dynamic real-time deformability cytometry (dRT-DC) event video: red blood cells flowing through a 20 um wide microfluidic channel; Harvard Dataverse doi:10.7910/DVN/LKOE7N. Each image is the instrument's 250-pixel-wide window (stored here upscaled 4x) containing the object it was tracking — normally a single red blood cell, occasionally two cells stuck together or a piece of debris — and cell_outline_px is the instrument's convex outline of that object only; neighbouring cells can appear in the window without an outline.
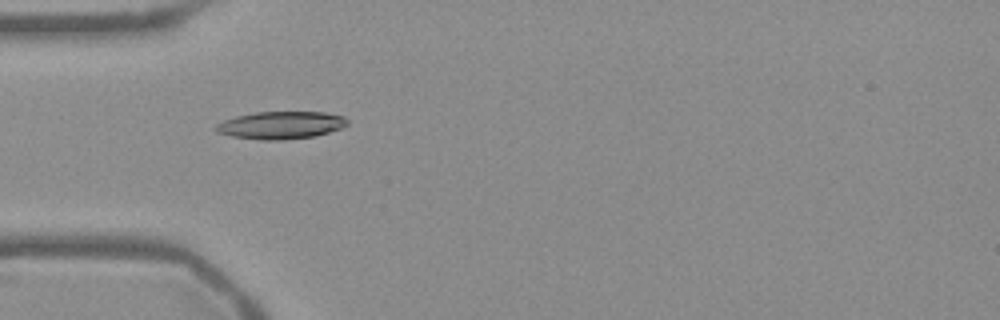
{"species": "Egyptian fruit bat (a non-hibernating species)", "species_latin": "Rousettus aegyptiacus", "temperature_condition": "warm", "stored_images_in_passage": 34, "camera_frame_rate_fps": 3000, "um_per_image_px": 0.085, "frame": {"image": 1, "passage_image": 2, "time_ms": 0.333, "image_size_px": [1000, 320], "cell_outline_px": [[348, 124], [340, 128], [316, 136], [280, 140], [260, 140], [232, 136], [216, 132], [212, 128], [216, 124], [224, 120], [236, 116], [256, 112], [324, 112], [344, 116], [348, 120]], "centroid_in_image_um": [23.84, 10.64], "position_along_channel_um": 61.2, "area_um2": 21.15}}
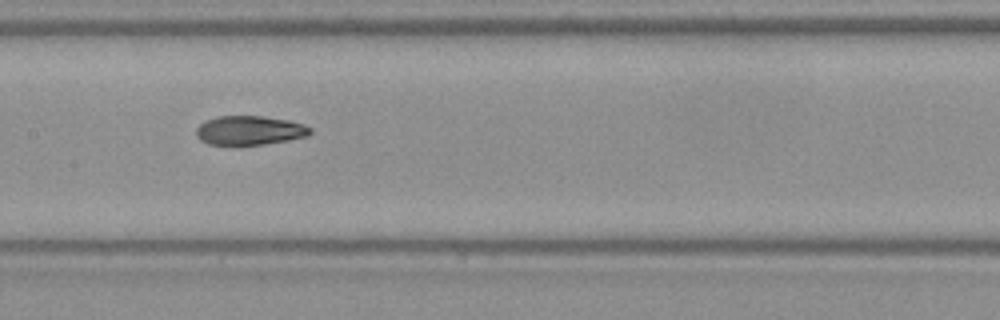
{"frame": {"image": 2, "passage_image": 12, "time_ms": 3.667, "image_size_px": [1000, 320], "cell_outline_px": [[312, 132], [308, 136], [288, 140], [264, 144], [208, 144], [200, 140], [196, 136], [196, 128], [200, 124], [216, 116], [264, 116], [288, 120], [304, 124], [312, 128]], "centroid_in_image_um": [21.24, 11.07], "position_along_channel_um": 186.2, "area_um2": 19.31}}
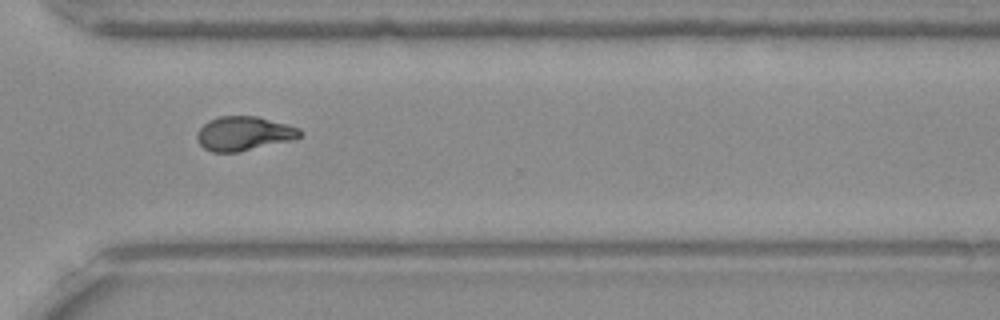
{"frame": {"image": 3, "passage_image": 25, "time_ms": 8.0, "image_size_px": [1000, 320], "cell_outline_px": [[304, 136], [292, 140], [236, 152], [212, 152], [204, 148], [196, 140], [196, 136], [200, 128], [208, 120], [220, 116], [256, 116], [288, 124], [300, 128], [304, 132]], "centroid_in_image_um": [20.76, 11.34], "position_along_channel_um": 349.8, "area_um2": 20.58}, "authors_computed_cell_mechanics": {"area_um2": 20.23, "velocity_mm_per_s": 3.78, "shape_relaxation_time_tau1_ms": null, "shape_relaxation_time_tau2_ms": 3.1626, "deformation_change_tau1": null, "deformation_change_tau2": 0.0939}}